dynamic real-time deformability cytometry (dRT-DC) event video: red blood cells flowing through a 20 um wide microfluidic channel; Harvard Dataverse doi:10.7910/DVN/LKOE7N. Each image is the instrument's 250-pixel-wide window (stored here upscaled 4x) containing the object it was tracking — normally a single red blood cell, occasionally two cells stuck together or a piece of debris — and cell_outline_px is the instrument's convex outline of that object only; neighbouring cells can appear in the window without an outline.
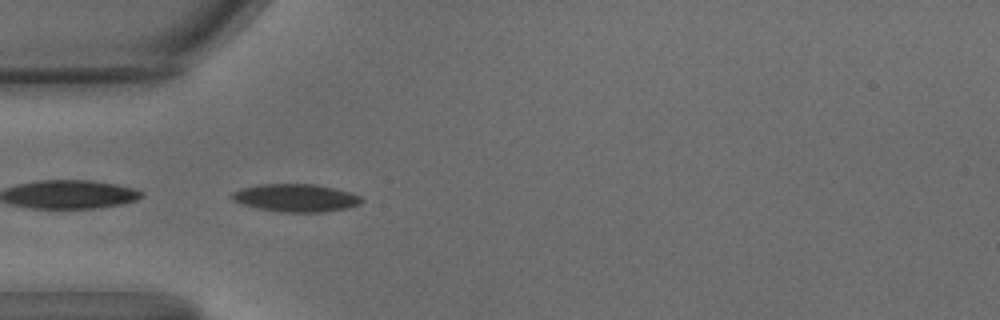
{"species": "common noctule bat (a hibernating species)", "species_latin": "Nyctalus noctula", "temperature_condition": "warm", "stored_images_in_passage": 41, "camera_frame_rate_fps": 3000, "um_per_image_px": 0.085, "animal": {"sex": "male", "body_mass_g": 15.6}, "frame": {"image": 1, "passage_image": 1, "time_ms": 0.0, "image_size_px": [1000, 320], "cell_outline_px": [[364, 200], [360, 204], [348, 208], [324, 212], [280, 212], [260, 208], [244, 204], [232, 200], [228, 196], [232, 192], [240, 188], [260, 184], [312, 184], [332, 188], [348, 192], [360, 196]], "centroid_in_image_um": [25.12, 16.82], "position_along_channel_um": 59.9, "area_um2": 20.92}}
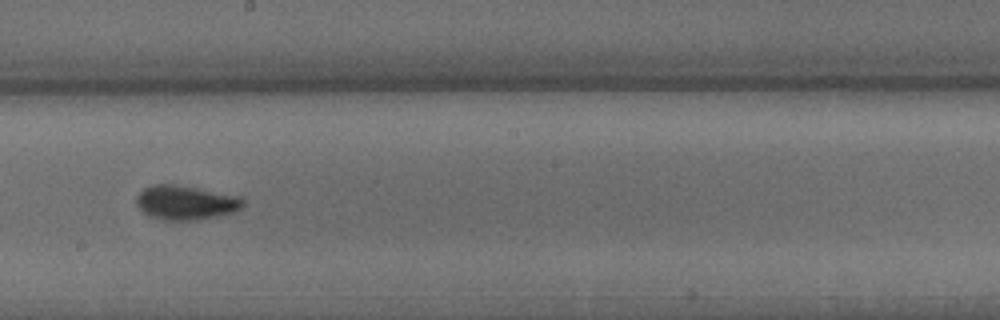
{"frame": {"image": 2, "passage_image": 16, "time_ms": 5.0, "image_size_px": [1000, 320], "cell_outline_px": [[244, 204], [240, 208], [232, 212], [200, 220], [168, 220], [148, 216], [136, 204], [136, 196], [144, 188], [152, 184], [176, 184], [244, 196]], "centroid_in_image_um": [15.8, 17.2], "position_along_channel_um": 232.4, "area_um2": 21.5}}
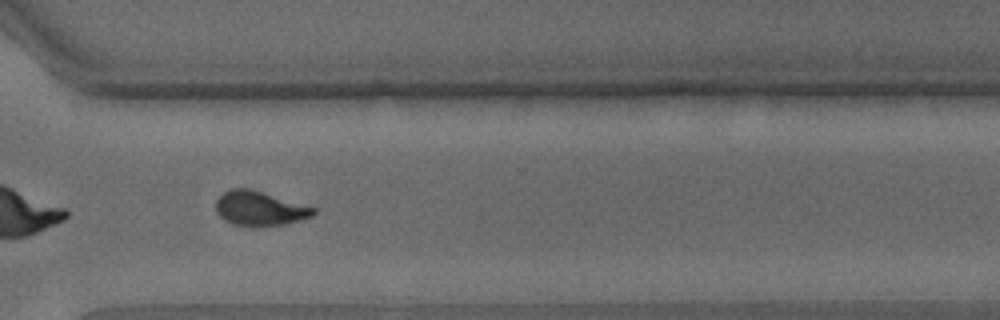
{"frame": {"image": 3, "passage_image": 26, "time_ms": 8.333, "image_size_px": [1000, 320], "cell_outline_px": [[316, 212], [312, 216], [300, 220], [284, 224], [232, 224], [224, 220], [216, 212], [216, 200], [224, 192], [232, 188], [248, 188], [316, 208]], "centroid_in_image_um": [22.05, 17.69], "position_along_channel_um": 348.5, "area_um2": 18.9}, "authors_computed_cell_mechanics": {"area_um2": 19.8254, "velocity_mm_per_s": 3.49, "shape_relaxation_time_tau1_ms": 4.3401, "shape_relaxation_time_tau2_ms": 1.6981, "deformation_change_tau1": 0.1541, "deformation_change_tau2": 0.0652}}